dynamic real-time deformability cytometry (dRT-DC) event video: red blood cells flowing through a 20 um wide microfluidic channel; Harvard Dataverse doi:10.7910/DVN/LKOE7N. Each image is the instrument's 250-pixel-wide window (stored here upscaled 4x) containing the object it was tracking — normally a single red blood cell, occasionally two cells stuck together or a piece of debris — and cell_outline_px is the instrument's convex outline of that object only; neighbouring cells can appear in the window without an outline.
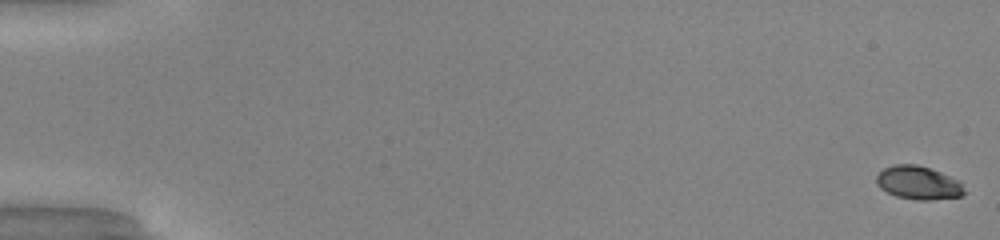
{"species": "common noctule bat (a hibernating species)", "species_latin": "Nyctalus noctula", "temperature_condition": "warm", "stored_images_in_passage": 51, "camera_frame_rate_fps": 3000, "um_per_image_px": 0.085, "animal": {"sex": "male", "body_mass_g": 20.0, "forearm_length_mm": 53.3}, "frame": {"image": 1, "passage_image": 1, "time_ms": 0.0, "image_size_px": [1000, 240], "cell_outline_px": [[968, 192], [960, 196], [932, 200], [916, 200], [896, 196], [880, 188], [876, 184], [876, 176], [884, 168], [892, 164], [916, 164], [940, 172], [960, 180]], "centroid_in_image_um": [78.09, 15.54], "position_along_channel_um": 6.9, "area_um2": 17.28}}
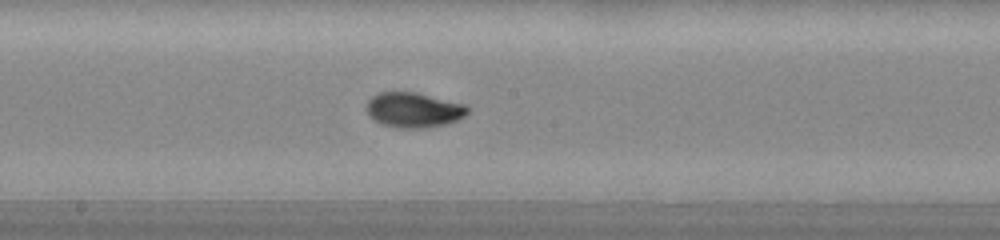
{"frame": {"image": 2, "passage_image": 29, "time_ms": 9.333, "image_size_px": [1000, 240], "cell_outline_px": [[468, 112], [464, 116], [448, 124], [424, 128], [396, 128], [380, 124], [368, 116], [364, 108], [368, 100], [372, 96], [380, 92], [416, 92], [464, 104], [468, 108]], "centroid_in_image_um": [35.1, 9.36], "position_along_channel_um": 213.1, "area_um2": 20.87}}
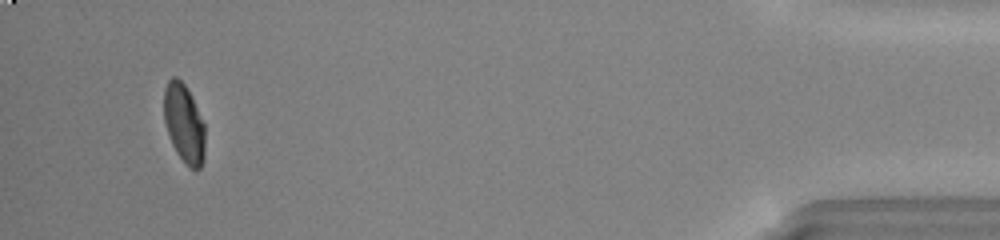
{"frame": {"image": 3, "passage_image": 49, "time_ms": 16.0, "image_size_px": [1000, 240], "cell_outline_px": [[204, 160], [200, 168], [196, 172], [176, 152], [172, 144], [164, 120], [164, 88], [168, 80], [172, 76], [176, 76], [184, 84], [192, 96], [204, 124]], "centroid_in_image_um": [15.64, 10.47], "position_along_channel_um": 419.6, "area_um2": 18.73}, "authors_computed_cell_mechanics": {"area_um2": 19.363, "velocity_mm_per_s": 4.1303, "shape_relaxation_time_tau1_ms": 3.3893, "shape_relaxation_time_tau2_ms": null, "deformation_change_tau1": 0.1742, "deformation_change_tau2": null}}